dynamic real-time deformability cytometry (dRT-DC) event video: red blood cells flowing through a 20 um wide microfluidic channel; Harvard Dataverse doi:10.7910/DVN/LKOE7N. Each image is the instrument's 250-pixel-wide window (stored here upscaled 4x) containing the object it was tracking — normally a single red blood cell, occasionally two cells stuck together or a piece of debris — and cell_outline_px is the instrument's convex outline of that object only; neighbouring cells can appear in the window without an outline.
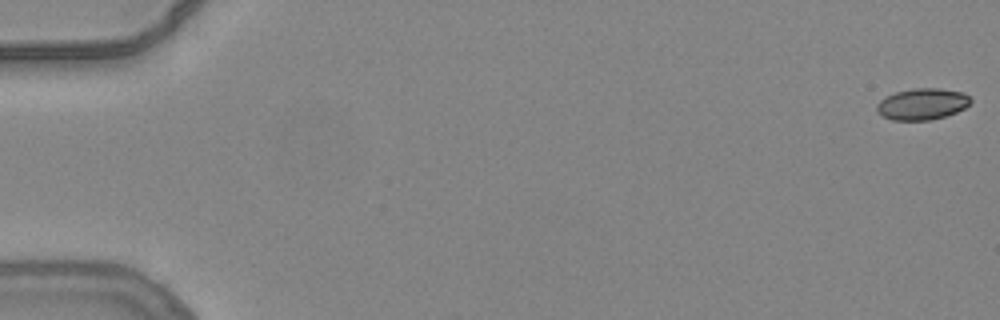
{"species": "common noctule bat (a hibernating species)", "species_latin": "Nyctalus noctula", "temperature_condition": "warm", "stored_images_in_passage": 55, "camera_frame_rate_fps": 3000, "um_per_image_px": 0.085, "animal": {"sex": "female", "body_mass_g": 24.6, "forearm_length_mm": 56.2}, "frame": {"image": 1, "passage_image": 1, "time_ms": 0.0, "image_size_px": [1000, 320], "cell_outline_px": [[972, 100], [964, 108], [956, 112], [932, 120], [892, 120], [884, 116], [876, 108], [876, 104], [880, 100], [896, 92], [912, 88], [940, 88], [964, 92]], "centroid_in_image_um": [78.41, 8.83], "position_along_channel_um": 6.6, "area_um2": 17.05}}
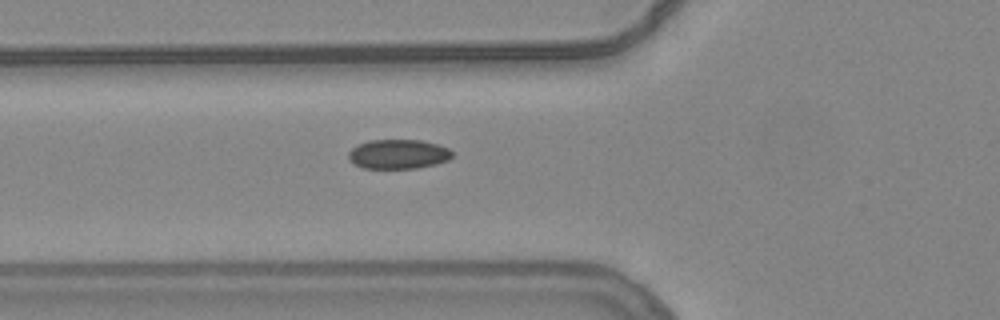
{"frame": {"image": 2, "passage_image": 21, "time_ms": 6.667, "image_size_px": [1000, 320], "cell_outline_px": [[452, 156], [448, 160], [436, 164], [416, 168], [364, 168], [348, 160], [348, 152], [356, 144], [368, 140], [420, 140], [436, 144], [448, 148], [452, 152]], "centroid_in_image_um": [33.82, 13.09], "position_along_channel_um": 92.0, "area_um2": 17.8}}
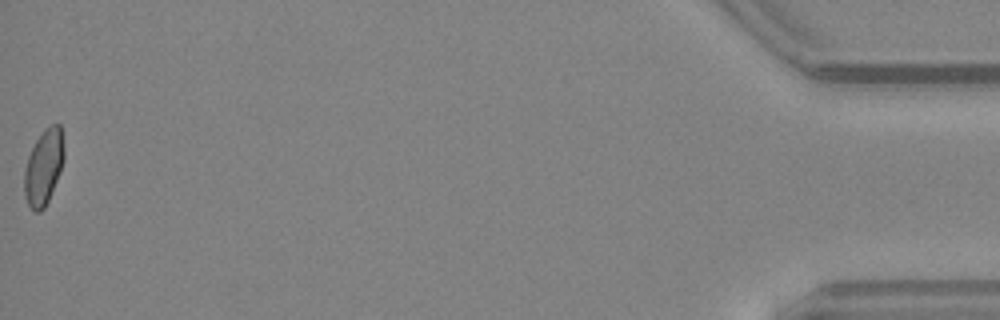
{"frame": {"image": 3, "passage_image": 55, "time_ms": 18.0, "image_size_px": [1000, 320], "cell_outline_px": [[64, 160], [60, 172], [48, 200], [44, 208], [40, 212], [32, 212], [24, 196], [24, 168], [28, 156], [36, 140], [44, 128], [52, 124], [60, 124], [64, 148]], "centroid_in_image_um": [3.7, 14.21], "position_along_channel_um": 431.5, "area_um2": 17.57}, "authors_computed_cell_mechanics": {"area_um2": 17.7446, "velocity_mm_per_s": 3.8599, "shape_relaxation_time_tau1_ms": null, "shape_relaxation_time_tau2_ms": 1.0949, "deformation_change_tau1": null, "deformation_change_tau2": 0.0483}}